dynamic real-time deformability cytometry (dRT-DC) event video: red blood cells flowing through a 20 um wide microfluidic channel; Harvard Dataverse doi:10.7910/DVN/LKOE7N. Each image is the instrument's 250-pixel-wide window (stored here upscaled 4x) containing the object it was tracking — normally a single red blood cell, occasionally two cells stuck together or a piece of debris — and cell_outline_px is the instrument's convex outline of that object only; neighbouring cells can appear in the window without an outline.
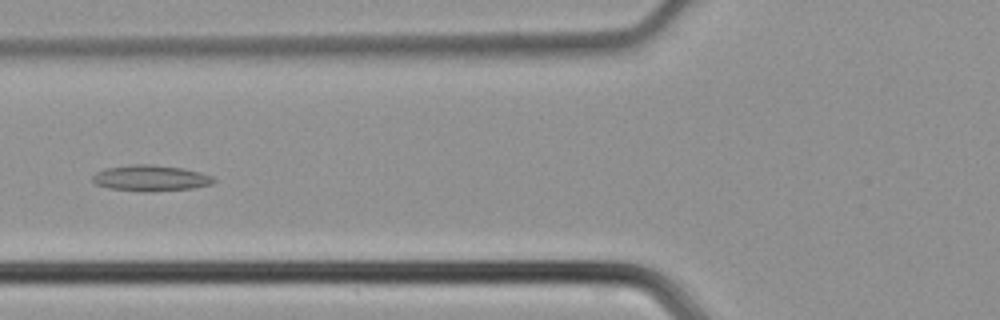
{"species": "common noctule bat (a hibernating species)", "species_latin": "Nyctalus noctula", "temperature_condition": "cold", "stored_images_in_passage": 39, "camera_frame_rate_fps": 3000, "um_per_image_px": 0.085, "animal": {"sex": "male", "body_mass_g": 21.5, "forearm_length_mm": 52.0}, "frame": {"image": 1, "passage_image": 11, "time_ms": 3.333, "image_size_px": [1000, 320], "cell_outline_px": [[216, 180], [212, 184], [192, 188], [152, 192], [144, 192], [108, 188], [96, 184], [92, 180], [92, 176], [96, 172], [104, 168], [132, 164], [152, 164], [184, 168], [200, 172], [212, 176]], "centroid_in_image_um": [12.79, 15.14], "position_along_channel_um": 113.0, "area_um2": 18.55}}
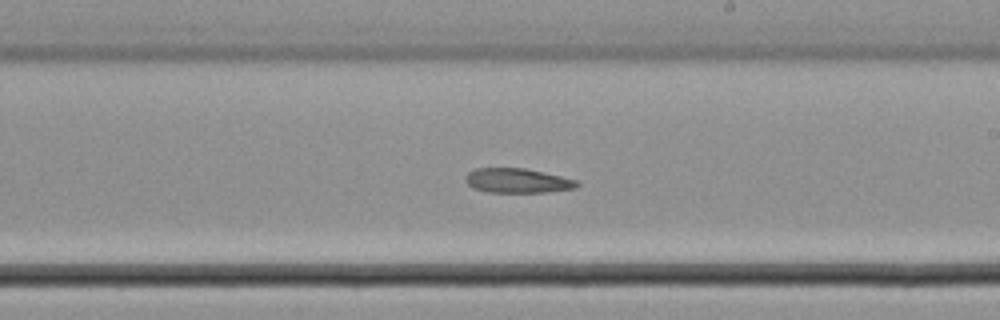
{"frame": {"image": 2, "passage_image": 20, "time_ms": 6.333, "image_size_px": [1000, 320], "cell_outline_px": [[580, 184], [576, 188], [544, 192], [488, 192], [472, 188], [464, 180], [464, 176], [468, 172], [476, 168], [524, 168], [560, 176], [576, 180]], "centroid_in_image_um": [43.93, 15.35], "position_along_channel_um": 245.1, "area_um2": 15.9}}
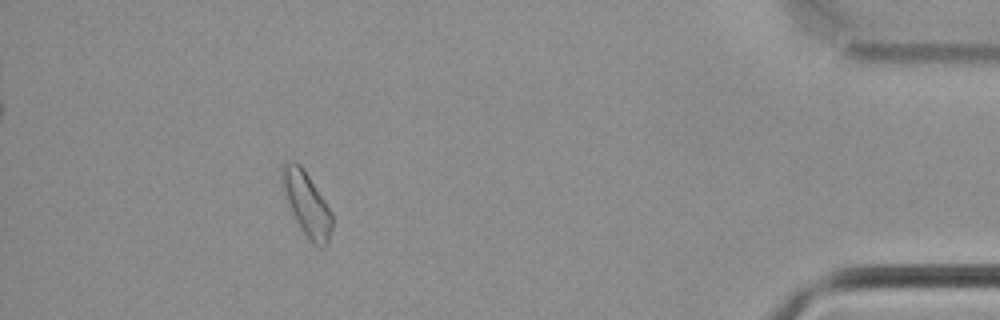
{"frame": {"image": 3, "passage_image": 35, "time_ms": 11.333, "image_size_px": [1000, 320], "cell_outline_px": [[332, 228], [328, 240], [324, 248], [316, 248], [312, 244], [296, 220], [280, 184], [280, 172], [284, 164], [300, 164], [304, 168], [332, 212]], "centroid_in_image_um": [26.08, 17.36], "position_along_channel_um": 409.1, "area_um2": 18.38}}